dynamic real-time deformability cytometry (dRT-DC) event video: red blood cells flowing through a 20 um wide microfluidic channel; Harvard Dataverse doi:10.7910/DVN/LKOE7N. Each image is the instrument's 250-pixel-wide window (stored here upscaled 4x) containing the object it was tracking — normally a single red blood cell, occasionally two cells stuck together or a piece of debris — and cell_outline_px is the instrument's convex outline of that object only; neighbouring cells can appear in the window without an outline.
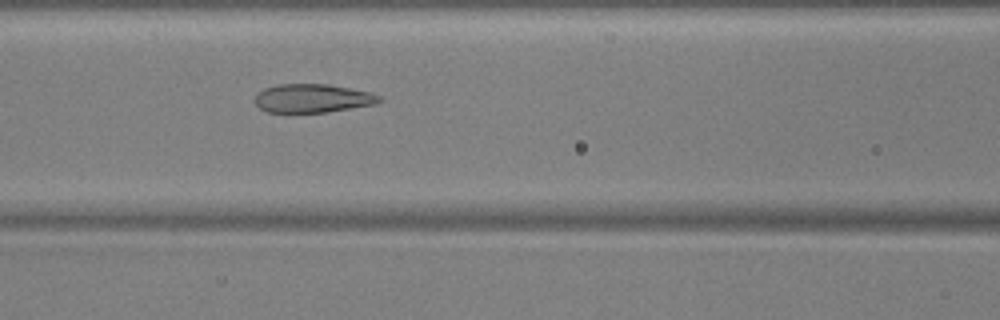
{"species": "common noctule bat (a hibernating species)", "species_latin": "Nyctalus noctula", "temperature_condition": "warm", "stored_images_in_passage": 38, "camera_frame_rate_fps": 3000, "um_per_image_px": 0.085, "animal": {"sex": "male", "body_mass_g": 17.9, "forearm_length_mm": 54.2}, "frame": {"image": 1, "passage_image": 8, "time_ms": 2.333, "image_size_px": [1000, 320], "cell_outline_px": [[384, 100], [376, 104], [328, 112], [268, 112], [260, 108], [256, 104], [256, 92], [264, 88], [280, 84], [328, 84], [372, 92], [380, 96]], "centroid_in_image_um": [26.61, 8.35], "position_along_channel_um": 140.0, "area_um2": 20.81}}
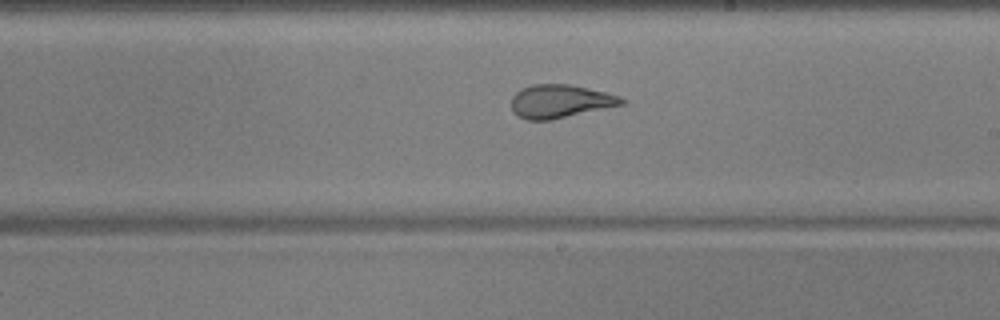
{"frame": {"image": 2, "passage_image": 16, "time_ms": 5.0, "image_size_px": [1000, 320], "cell_outline_px": [[624, 104], [552, 120], [528, 120], [512, 112], [512, 96], [520, 88], [532, 84], [572, 84], [620, 96], [624, 100]], "centroid_in_image_um": [47.59, 8.6], "position_along_channel_um": 241.4, "area_um2": 21.39}}
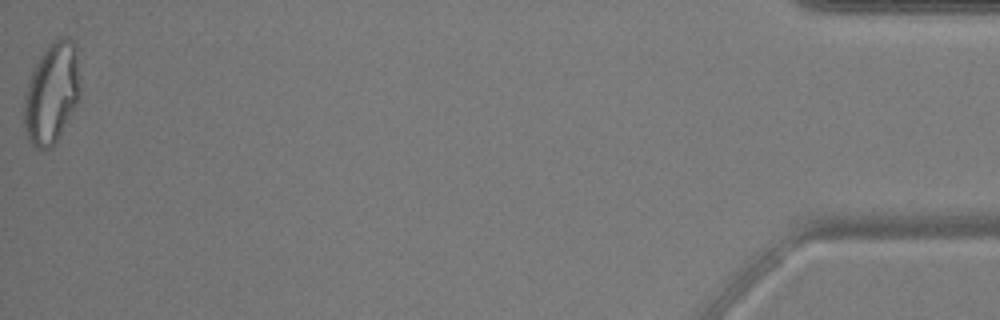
{"frame": {"image": 3, "passage_image": 38, "time_ms": 12.333, "image_size_px": [1000, 320], "cell_outline_px": [[80, 100], [52, 148], [36, 148], [28, 140], [24, 132], [24, 96], [32, 72], [40, 56], [48, 44], [60, 36], [68, 36], [72, 40], [76, 48], [80, 92]], "centroid_in_image_um": [4.4, 7.92], "position_along_channel_um": 430.8, "area_um2": 33.06}, "authors_computed_cell_mechanics": {"area_um2": 22.4553, "velocity_mm_per_s": 3.8011, "shape_relaxation_time_tau1_ms": 8.1237, "shape_relaxation_time_tau2_ms": 0.8995, "deformation_change_tau1": 0.2571, "deformation_change_tau2": 0.0677}}